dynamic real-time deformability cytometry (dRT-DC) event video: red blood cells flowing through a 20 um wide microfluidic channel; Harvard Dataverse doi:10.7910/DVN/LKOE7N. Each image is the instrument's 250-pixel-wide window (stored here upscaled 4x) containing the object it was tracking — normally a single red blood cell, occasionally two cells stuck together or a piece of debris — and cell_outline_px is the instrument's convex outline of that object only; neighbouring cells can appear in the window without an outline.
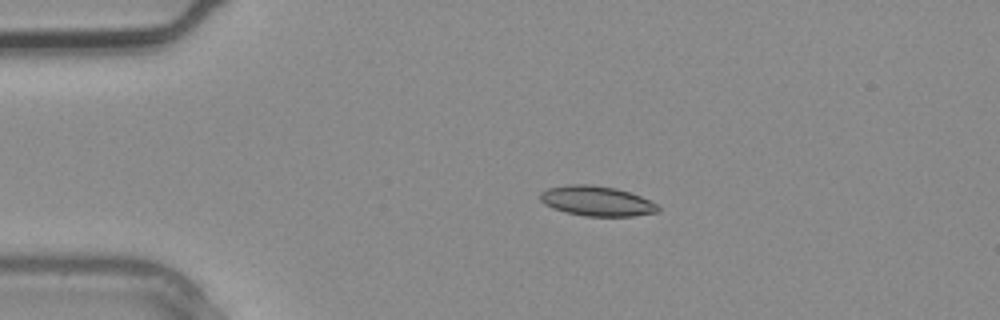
{"species": "common noctule bat (a hibernating species)", "species_latin": "Nyctalus noctula", "temperature_condition": "warm", "stored_images_in_passage": 3, "camera_frame_rate_fps": 3000, "um_per_image_px": 0.085, "animal": {"sex": "male", "body_mass_g": 20.4}, "frame": {"image": 1, "passage_image": 2, "time_ms": 0.333, "image_size_px": [1000, 320], "cell_outline_px": [[660, 212], [632, 216], [584, 216], [564, 212], [552, 208], [544, 204], [540, 200], [540, 192], [548, 188], [572, 184], [588, 184], [616, 188], [640, 196], [656, 204], [660, 208]], "centroid_in_image_um": [50.7, 17.09], "position_along_channel_um": 34.3, "area_um2": 20.58}}